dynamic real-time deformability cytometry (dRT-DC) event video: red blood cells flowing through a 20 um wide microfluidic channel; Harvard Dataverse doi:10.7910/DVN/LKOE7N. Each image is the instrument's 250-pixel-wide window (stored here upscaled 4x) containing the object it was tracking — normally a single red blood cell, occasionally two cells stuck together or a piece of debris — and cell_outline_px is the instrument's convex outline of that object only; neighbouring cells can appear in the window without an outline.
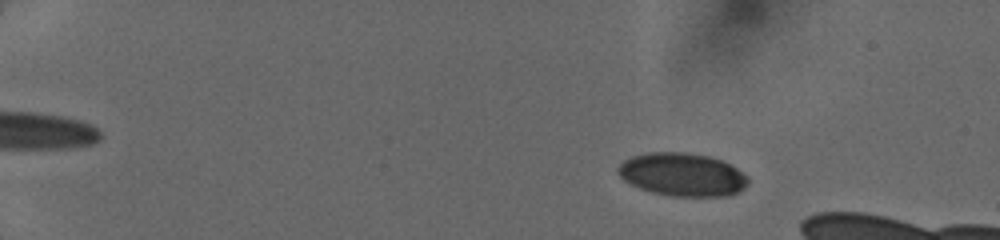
{"species": "human", "species_latin": "Homo sapiens", "temperature_condition": "cold", "stored_images_in_passage": 69, "camera_frame_rate_fps": 3000, "um_per_image_px": 0.085, "donor": {"sex": "female"}, "frame": {"image": 1, "passage_image": 7, "time_ms": 1.333, "image_size_px": [1000, 240], "cell_outline_px": [[748, 184], [740, 192], [728, 196], [672, 196], [652, 192], [640, 188], [624, 180], [616, 172], [616, 168], [624, 160], [632, 156], [648, 152], [688, 152], [708, 156], [724, 160], [748, 176]], "centroid_in_image_um": [58.01, 14.83], "position_along_channel_um": 27.0, "area_um2": 32.95}}
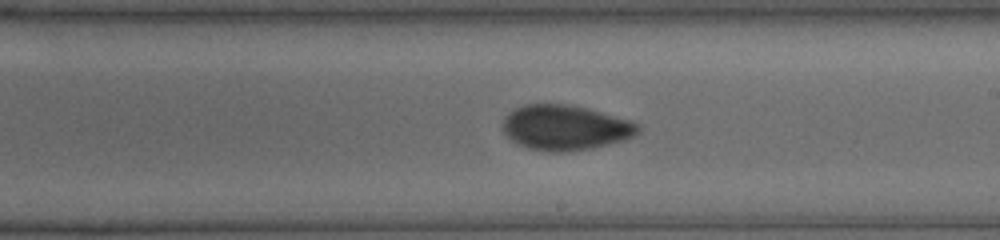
{"frame": {"image": 2, "passage_image": 44, "time_ms": 9.333, "image_size_px": [1000, 240], "cell_outline_px": [[640, 132], [636, 136], [624, 140], [592, 148], [564, 152], [548, 152], [528, 148], [516, 144], [504, 132], [500, 124], [504, 116], [508, 112], [524, 104], [572, 104], [588, 108], [632, 120], [640, 124]], "centroid_in_image_um": [48.05, 10.84], "position_along_channel_um": 240.9, "area_um2": 36.18}}
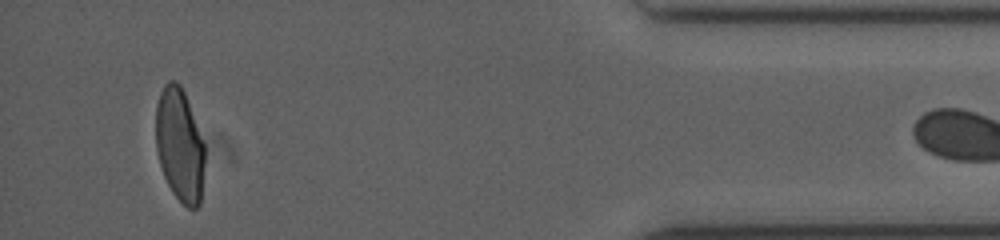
{"frame": {"image": 3, "passage_image": 67, "time_ms": 14.667, "image_size_px": [1000, 240], "cell_outline_px": [[204, 160], [200, 204], [196, 208], [188, 208], [172, 192], [164, 176], [160, 164], [156, 148], [156, 104], [160, 92], [164, 84], [168, 80], [176, 80], [180, 84], [184, 92], [204, 144]], "centroid_in_image_um": [15.25, 12.3], "position_along_channel_um": 419.9, "area_um2": 32.08}}